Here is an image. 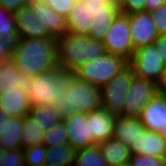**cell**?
<instances>
[{
  "instance_id": "35",
  "label": "cell",
  "mask_w": 166,
  "mask_h": 166,
  "mask_svg": "<svg viewBox=\"0 0 166 166\" xmlns=\"http://www.w3.org/2000/svg\"><path fill=\"white\" fill-rule=\"evenodd\" d=\"M119 10L122 14H131L145 11V0H123L119 4Z\"/></svg>"
},
{
  "instance_id": "1",
  "label": "cell",
  "mask_w": 166,
  "mask_h": 166,
  "mask_svg": "<svg viewBox=\"0 0 166 166\" xmlns=\"http://www.w3.org/2000/svg\"><path fill=\"white\" fill-rule=\"evenodd\" d=\"M11 60L29 77L55 69L58 67L57 39H18L12 46Z\"/></svg>"
},
{
  "instance_id": "8",
  "label": "cell",
  "mask_w": 166,
  "mask_h": 166,
  "mask_svg": "<svg viewBox=\"0 0 166 166\" xmlns=\"http://www.w3.org/2000/svg\"><path fill=\"white\" fill-rule=\"evenodd\" d=\"M106 52L121 55L130 60L134 53L127 14L119 13L111 23L103 40Z\"/></svg>"
},
{
  "instance_id": "10",
  "label": "cell",
  "mask_w": 166,
  "mask_h": 166,
  "mask_svg": "<svg viewBox=\"0 0 166 166\" xmlns=\"http://www.w3.org/2000/svg\"><path fill=\"white\" fill-rule=\"evenodd\" d=\"M67 128L68 144L75 149L97 144L90 136V112H73L62 118Z\"/></svg>"
},
{
  "instance_id": "36",
  "label": "cell",
  "mask_w": 166,
  "mask_h": 166,
  "mask_svg": "<svg viewBox=\"0 0 166 166\" xmlns=\"http://www.w3.org/2000/svg\"><path fill=\"white\" fill-rule=\"evenodd\" d=\"M27 5H29V0H0V7L13 13Z\"/></svg>"
},
{
  "instance_id": "40",
  "label": "cell",
  "mask_w": 166,
  "mask_h": 166,
  "mask_svg": "<svg viewBox=\"0 0 166 166\" xmlns=\"http://www.w3.org/2000/svg\"><path fill=\"white\" fill-rule=\"evenodd\" d=\"M8 115H6L1 109H0V135L3 132V127H4V117H7Z\"/></svg>"
},
{
  "instance_id": "38",
  "label": "cell",
  "mask_w": 166,
  "mask_h": 166,
  "mask_svg": "<svg viewBox=\"0 0 166 166\" xmlns=\"http://www.w3.org/2000/svg\"><path fill=\"white\" fill-rule=\"evenodd\" d=\"M12 46L13 44L0 38V62L11 59Z\"/></svg>"
},
{
  "instance_id": "16",
  "label": "cell",
  "mask_w": 166,
  "mask_h": 166,
  "mask_svg": "<svg viewBox=\"0 0 166 166\" xmlns=\"http://www.w3.org/2000/svg\"><path fill=\"white\" fill-rule=\"evenodd\" d=\"M129 148L132 154L166 157V142L157 131L145 129Z\"/></svg>"
},
{
  "instance_id": "28",
  "label": "cell",
  "mask_w": 166,
  "mask_h": 166,
  "mask_svg": "<svg viewBox=\"0 0 166 166\" xmlns=\"http://www.w3.org/2000/svg\"><path fill=\"white\" fill-rule=\"evenodd\" d=\"M0 38L11 44L18 40L15 14L3 7H0Z\"/></svg>"
},
{
  "instance_id": "45",
  "label": "cell",
  "mask_w": 166,
  "mask_h": 166,
  "mask_svg": "<svg viewBox=\"0 0 166 166\" xmlns=\"http://www.w3.org/2000/svg\"><path fill=\"white\" fill-rule=\"evenodd\" d=\"M6 150H4L2 147H0V161L2 159V153H5Z\"/></svg>"
},
{
  "instance_id": "30",
  "label": "cell",
  "mask_w": 166,
  "mask_h": 166,
  "mask_svg": "<svg viewBox=\"0 0 166 166\" xmlns=\"http://www.w3.org/2000/svg\"><path fill=\"white\" fill-rule=\"evenodd\" d=\"M46 151L47 147L43 144L23 149L25 166H43L46 160Z\"/></svg>"
},
{
  "instance_id": "5",
  "label": "cell",
  "mask_w": 166,
  "mask_h": 166,
  "mask_svg": "<svg viewBox=\"0 0 166 166\" xmlns=\"http://www.w3.org/2000/svg\"><path fill=\"white\" fill-rule=\"evenodd\" d=\"M129 65V60L121 55L106 53L88 61L74 70L75 76L95 86L102 87Z\"/></svg>"
},
{
  "instance_id": "2",
  "label": "cell",
  "mask_w": 166,
  "mask_h": 166,
  "mask_svg": "<svg viewBox=\"0 0 166 166\" xmlns=\"http://www.w3.org/2000/svg\"><path fill=\"white\" fill-rule=\"evenodd\" d=\"M57 52L58 66L69 71L107 53L103 41L70 32L57 39Z\"/></svg>"
},
{
  "instance_id": "46",
  "label": "cell",
  "mask_w": 166,
  "mask_h": 166,
  "mask_svg": "<svg viewBox=\"0 0 166 166\" xmlns=\"http://www.w3.org/2000/svg\"><path fill=\"white\" fill-rule=\"evenodd\" d=\"M116 166H129V164L116 165Z\"/></svg>"
},
{
  "instance_id": "14",
  "label": "cell",
  "mask_w": 166,
  "mask_h": 166,
  "mask_svg": "<svg viewBox=\"0 0 166 166\" xmlns=\"http://www.w3.org/2000/svg\"><path fill=\"white\" fill-rule=\"evenodd\" d=\"M31 102L26 90L1 87L0 109L8 116L24 117L29 115Z\"/></svg>"
},
{
  "instance_id": "7",
  "label": "cell",
  "mask_w": 166,
  "mask_h": 166,
  "mask_svg": "<svg viewBox=\"0 0 166 166\" xmlns=\"http://www.w3.org/2000/svg\"><path fill=\"white\" fill-rule=\"evenodd\" d=\"M134 71L130 65L116 75L109 83L100 88L102 107L113 115H121L125 100L134 79Z\"/></svg>"
},
{
  "instance_id": "42",
  "label": "cell",
  "mask_w": 166,
  "mask_h": 166,
  "mask_svg": "<svg viewBox=\"0 0 166 166\" xmlns=\"http://www.w3.org/2000/svg\"><path fill=\"white\" fill-rule=\"evenodd\" d=\"M102 2H104L105 4H110V5H116L119 7V2L118 0H101Z\"/></svg>"
},
{
  "instance_id": "18",
  "label": "cell",
  "mask_w": 166,
  "mask_h": 166,
  "mask_svg": "<svg viewBox=\"0 0 166 166\" xmlns=\"http://www.w3.org/2000/svg\"><path fill=\"white\" fill-rule=\"evenodd\" d=\"M115 118L104 107L90 112V136L97 144L113 137Z\"/></svg>"
},
{
  "instance_id": "44",
  "label": "cell",
  "mask_w": 166,
  "mask_h": 166,
  "mask_svg": "<svg viewBox=\"0 0 166 166\" xmlns=\"http://www.w3.org/2000/svg\"><path fill=\"white\" fill-rule=\"evenodd\" d=\"M46 0H29V3L45 2Z\"/></svg>"
},
{
  "instance_id": "27",
  "label": "cell",
  "mask_w": 166,
  "mask_h": 166,
  "mask_svg": "<svg viewBox=\"0 0 166 166\" xmlns=\"http://www.w3.org/2000/svg\"><path fill=\"white\" fill-rule=\"evenodd\" d=\"M73 166H108L98 144L77 149Z\"/></svg>"
},
{
  "instance_id": "32",
  "label": "cell",
  "mask_w": 166,
  "mask_h": 166,
  "mask_svg": "<svg viewBox=\"0 0 166 166\" xmlns=\"http://www.w3.org/2000/svg\"><path fill=\"white\" fill-rule=\"evenodd\" d=\"M0 166H25L23 149L6 150L2 153Z\"/></svg>"
},
{
  "instance_id": "26",
  "label": "cell",
  "mask_w": 166,
  "mask_h": 166,
  "mask_svg": "<svg viewBox=\"0 0 166 166\" xmlns=\"http://www.w3.org/2000/svg\"><path fill=\"white\" fill-rule=\"evenodd\" d=\"M29 115L44 127L45 131H48L62 120V117L58 114V111L53 104L33 105L31 106Z\"/></svg>"
},
{
  "instance_id": "3",
  "label": "cell",
  "mask_w": 166,
  "mask_h": 166,
  "mask_svg": "<svg viewBox=\"0 0 166 166\" xmlns=\"http://www.w3.org/2000/svg\"><path fill=\"white\" fill-rule=\"evenodd\" d=\"M54 107L62 118L73 112L89 113L102 107L100 87L74 76Z\"/></svg>"
},
{
  "instance_id": "22",
  "label": "cell",
  "mask_w": 166,
  "mask_h": 166,
  "mask_svg": "<svg viewBox=\"0 0 166 166\" xmlns=\"http://www.w3.org/2000/svg\"><path fill=\"white\" fill-rule=\"evenodd\" d=\"M23 117H4L3 132L0 135V147L4 150L22 148Z\"/></svg>"
},
{
  "instance_id": "21",
  "label": "cell",
  "mask_w": 166,
  "mask_h": 166,
  "mask_svg": "<svg viewBox=\"0 0 166 166\" xmlns=\"http://www.w3.org/2000/svg\"><path fill=\"white\" fill-rule=\"evenodd\" d=\"M98 147L108 166L129 164L131 149L114 137L98 143Z\"/></svg>"
},
{
  "instance_id": "37",
  "label": "cell",
  "mask_w": 166,
  "mask_h": 166,
  "mask_svg": "<svg viewBox=\"0 0 166 166\" xmlns=\"http://www.w3.org/2000/svg\"><path fill=\"white\" fill-rule=\"evenodd\" d=\"M154 45L166 67V34L158 35V38L154 41Z\"/></svg>"
},
{
  "instance_id": "13",
  "label": "cell",
  "mask_w": 166,
  "mask_h": 166,
  "mask_svg": "<svg viewBox=\"0 0 166 166\" xmlns=\"http://www.w3.org/2000/svg\"><path fill=\"white\" fill-rule=\"evenodd\" d=\"M14 14L18 39L53 38L29 5L20 8Z\"/></svg>"
},
{
  "instance_id": "20",
  "label": "cell",
  "mask_w": 166,
  "mask_h": 166,
  "mask_svg": "<svg viewBox=\"0 0 166 166\" xmlns=\"http://www.w3.org/2000/svg\"><path fill=\"white\" fill-rule=\"evenodd\" d=\"M144 130L139 117L116 115L113 137L130 146Z\"/></svg>"
},
{
  "instance_id": "9",
  "label": "cell",
  "mask_w": 166,
  "mask_h": 166,
  "mask_svg": "<svg viewBox=\"0 0 166 166\" xmlns=\"http://www.w3.org/2000/svg\"><path fill=\"white\" fill-rule=\"evenodd\" d=\"M160 91L151 80L134 77L121 115L139 117L144 106Z\"/></svg>"
},
{
  "instance_id": "43",
  "label": "cell",
  "mask_w": 166,
  "mask_h": 166,
  "mask_svg": "<svg viewBox=\"0 0 166 166\" xmlns=\"http://www.w3.org/2000/svg\"><path fill=\"white\" fill-rule=\"evenodd\" d=\"M159 133L161 134V137L164 139V141L166 142V127H162V129L159 131Z\"/></svg>"
},
{
  "instance_id": "6",
  "label": "cell",
  "mask_w": 166,
  "mask_h": 166,
  "mask_svg": "<svg viewBox=\"0 0 166 166\" xmlns=\"http://www.w3.org/2000/svg\"><path fill=\"white\" fill-rule=\"evenodd\" d=\"M129 65L138 78L151 80L159 86L164 80L166 67L154 43L136 49Z\"/></svg>"
},
{
  "instance_id": "12",
  "label": "cell",
  "mask_w": 166,
  "mask_h": 166,
  "mask_svg": "<svg viewBox=\"0 0 166 166\" xmlns=\"http://www.w3.org/2000/svg\"><path fill=\"white\" fill-rule=\"evenodd\" d=\"M127 17L130 24L134 50L148 44H153L158 38V32L155 28L151 13L140 11L131 13Z\"/></svg>"
},
{
  "instance_id": "39",
  "label": "cell",
  "mask_w": 166,
  "mask_h": 166,
  "mask_svg": "<svg viewBox=\"0 0 166 166\" xmlns=\"http://www.w3.org/2000/svg\"><path fill=\"white\" fill-rule=\"evenodd\" d=\"M164 3H166V0H145V11L151 13L157 10Z\"/></svg>"
},
{
  "instance_id": "33",
  "label": "cell",
  "mask_w": 166,
  "mask_h": 166,
  "mask_svg": "<svg viewBox=\"0 0 166 166\" xmlns=\"http://www.w3.org/2000/svg\"><path fill=\"white\" fill-rule=\"evenodd\" d=\"M76 1L77 0H46L45 3L57 14L66 18Z\"/></svg>"
},
{
  "instance_id": "41",
  "label": "cell",
  "mask_w": 166,
  "mask_h": 166,
  "mask_svg": "<svg viewBox=\"0 0 166 166\" xmlns=\"http://www.w3.org/2000/svg\"><path fill=\"white\" fill-rule=\"evenodd\" d=\"M159 88H160V92L162 94L166 95V74H165L164 80L161 83V85L159 86Z\"/></svg>"
},
{
  "instance_id": "31",
  "label": "cell",
  "mask_w": 166,
  "mask_h": 166,
  "mask_svg": "<svg viewBox=\"0 0 166 166\" xmlns=\"http://www.w3.org/2000/svg\"><path fill=\"white\" fill-rule=\"evenodd\" d=\"M129 166H166V157L132 154Z\"/></svg>"
},
{
  "instance_id": "15",
  "label": "cell",
  "mask_w": 166,
  "mask_h": 166,
  "mask_svg": "<svg viewBox=\"0 0 166 166\" xmlns=\"http://www.w3.org/2000/svg\"><path fill=\"white\" fill-rule=\"evenodd\" d=\"M145 129L159 132L166 127V95L160 91L150 99L139 115Z\"/></svg>"
},
{
  "instance_id": "19",
  "label": "cell",
  "mask_w": 166,
  "mask_h": 166,
  "mask_svg": "<svg viewBox=\"0 0 166 166\" xmlns=\"http://www.w3.org/2000/svg\"><path fill=\"white\" fill-rule=\"evenodd\" d=\"M91 21L90 0H77L66 17L67 32L89 35Z\"/></svg>"
},
{
  "instance_id": "23",
  "label": "cell",
  "mask_w": 166,
  "mask_h": 166,
  "mask_svg": "<svg viewBox=\"0 0 166 166\" xmlns=\"http://www.w3.org/2000/svg\"><path fill=\"white\" fill-rule=\"evenodd\" d=\"M29 76L21 73L11 59L0 62V88H21L26 90Z\"/></svg>"
},
{
  "instance_id": "29",
  "label": "cell",
  "mask_w": 166,
  "mask_h": 166,
  "mask_svg": "<svg viewBox=\"0 0 166 166\" xmlns=\"http://www.w3.org/2000/svg\"><path fill=\"white\" fill-rule=\"evenodd\" d=\"M42 144L47 148L68 144L67 128L62 120L46 131Z\"/></svg>"
},
{
  "instance_id": "24",
  "label": "cell",
  "mask_w": 166,
  "mask_h": 166,
  "mask_svg": "<svg viewBox=\"0 0 166 166\" xmlns=\"http://www.w3.org/2000/svg\"><path fill=\"white\" fill-rule=\"evenodd\" d=\"M77 149L69 144L47 148L45 164L50 166H73Z\"/></svg>"
},
{
  "instance_id": "34",
  "label": "cell",
  "mask_w": 166,
  "mask_h": 166,
  "mask_svg": "<svg viewBox=\"0 0 166 166\" xmlns=\"http://www.w3.org/2000/svg\"><path fill=\"white\" fill-rule=\"evenodd\" d=\"M155 28L158 35L166 34V3L161 5L157 10L151 12Z\"/></svg>"
},
{
  "instance_id": "11",
  "label": "cell",
  "mask_w": 166,
  "mask_h": 166,
  "mask_svg": "<svg viewBox=\"0 0 166 166\" xmlns=\"http://www.w3.org/2000/svg\"><path fill=\"white\" fill-rule=\"evenodd\" d=\"M119 13V7L116 5L105 4L101 0H90L92 21L88 36L103 41L108 28Z\"/></svg>"
},
{
  "instance_id": "17",
  "label": "cell",
  "mask_w": 166,
  "mask_h": 166,
  "mask_svg": "<svg viewBox=\"0 0 166 166\" xmlns=\"http://www.w3.org/2000/svg\"><path fill=\"white\" fill-rule=\"evenodd\" d=\"M29 6L53 38L58 39L67 33L66 18L57 14L45 2L29 3Z\"/></svg>"
},
{
  "instance_id": "4",
  "label": "cell",
  "mask_w": 166,
  "mask_h": 166,
  "mask_svg": "<svg viewBox=\"0 0 166 166\" xmlns=\"http://www.w3.org/2000/svg\"><path fill=\"white\" fill-rule=\"evenodd\" d=\"M74 76V71L63 70L58 66L50 71L29 77L26 91L31 105H54L57 103L62 91L66 90Z\"/></svg>"
},
{
  "instance_id": "25",
  "label": "cell",
  "mask_w": 166,
  "mask_h": 166,
  "mask_svg": "<svg viewBox=\"0 0 166 166\" xmlns=\"http://www.w3.org/2000/svg\"><path fill=\"white\" fill-rule=\"evenodd\" d=\"M22 131L21 141L23 149L43 143L46 133L45 128L37 123L30 115L23 117Z\"/></svg>"
}]
</instances>
